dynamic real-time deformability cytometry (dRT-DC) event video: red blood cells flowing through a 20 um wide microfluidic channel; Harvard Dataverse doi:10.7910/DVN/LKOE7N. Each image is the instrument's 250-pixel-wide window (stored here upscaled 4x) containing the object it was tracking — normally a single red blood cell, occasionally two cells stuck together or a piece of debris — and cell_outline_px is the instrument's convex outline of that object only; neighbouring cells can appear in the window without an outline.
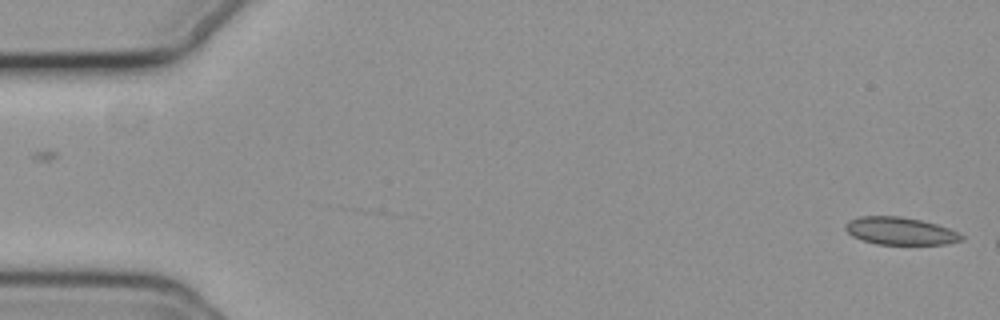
{"species": "common noctule bat (a hibernating species)", "species_latin": "Nyctalus noctula", "temperature_condition": "cold", "stored_images_in_passage": 9, "camera_frame_rate_fps": 3000, "um_per_image_px": 0.085, "animal": {"sex": "female", "body_mass_g": 19.3, "forearm_length_mm": 54.1}, "frame": {"image": 1, "passage_image": 1, "time_ms": 0.0, "image_size_px": [1000, 320], "cell_outline_px": [[964, 240], [948, 244], [876, 244], [852, 236], [844, 228], [844, 224], [848, 220], [860, 216], [900, 216], [920, 220], [936, 224], [948, 228], [964, 236]], "centroid_in_image_um": [76.5, 19.63], "position_along_channel_um": 8.5, "area_um2": 18.61}}